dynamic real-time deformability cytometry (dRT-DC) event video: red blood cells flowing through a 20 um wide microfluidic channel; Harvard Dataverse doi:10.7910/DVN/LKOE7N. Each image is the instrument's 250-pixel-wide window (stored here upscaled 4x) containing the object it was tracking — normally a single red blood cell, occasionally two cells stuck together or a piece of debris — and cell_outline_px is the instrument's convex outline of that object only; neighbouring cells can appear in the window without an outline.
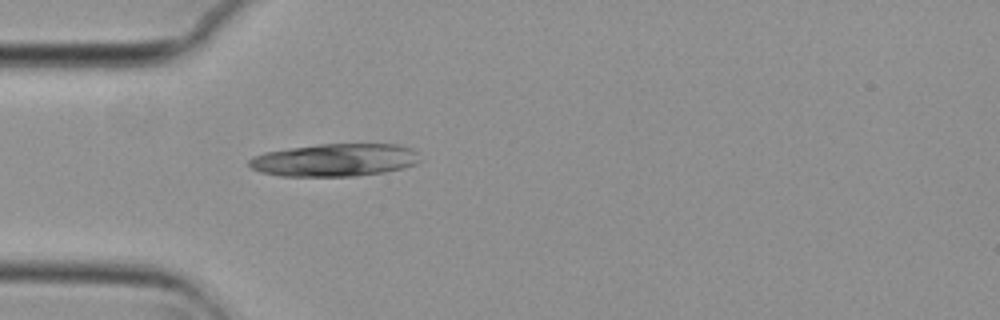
{"species": "common noctule bat (a hibernating species)", "species_latin": "Nyctalus noctula", "temperature_condition": "cold", "stored_images_in_passage": 40, "camera_frame_rate_fps": 3000, "um_per_image_px": 0.085, "animal": {"sex": "female", "body_mass_g": 29.2, "forearm_length_mm": 56.3}, "frame": {"image": 1, "passage_image": 1, "time_ms": 0.0, "image_size_px": [1000, 320], "cell_outline_px": [[424, 160], [416, 164], [404, 168], [384, 172], [356, 176], [280, 176], [260, 172], [252, 168], [248, 164], [248, 160], [252, 156], [264, 152], [288, 148], [316, 144], [396, 144], [412, 148]], "centroid_in_image_um": [28.48, 13.6], "position_along_channel_um": 56.5, "area_um2": 33.0}}
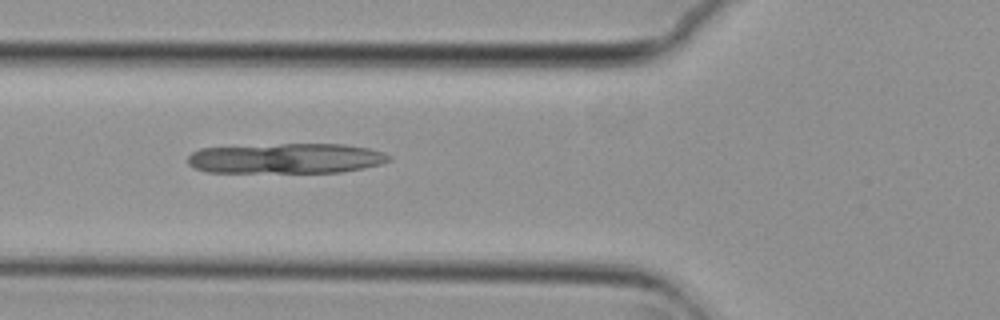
{"frame": {"image": 2, "passage_image": 5, "time_ms": 1.333, "image_size_px": [1000, 320], "cell_outline_px": [[392, 160], [380, 164], [364, 168], [340, 172], [204, 172], [192, 168], [188, 164], [188, 156], [192, 152], [200, 148], [280, 144], [344, 144], [368, 148], [384, 152], [392, 156]], "centroid_in_image_um": [24.32, 13.46], "position_along_channel_um": 101.5, "area_um2": 35.6}}